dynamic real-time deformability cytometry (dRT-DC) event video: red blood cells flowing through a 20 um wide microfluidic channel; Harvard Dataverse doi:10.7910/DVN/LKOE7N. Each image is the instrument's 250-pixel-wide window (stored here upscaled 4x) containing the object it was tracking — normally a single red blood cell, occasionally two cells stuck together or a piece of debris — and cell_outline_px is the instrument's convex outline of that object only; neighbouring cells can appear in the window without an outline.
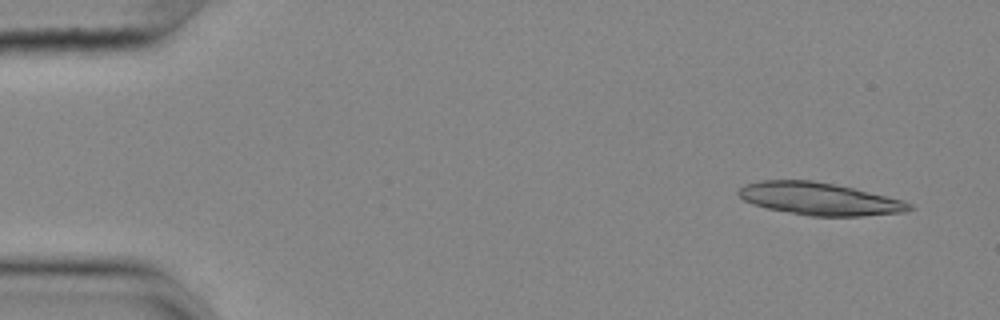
{"species": "common noctule bat (a hibernating species)", "species_latin": "Nyctalus noctula", "temperature_condition": "cold", "stored_images_in_passage": 51, "segment_of_instrument_passage": [1, 2], "camera_frame_rate_fps": 3000, "um_per_image_px": 0.085, "animal": {"sex": "female", "body_mass_g": 25.1}, "frame": {"image": 1, "passage_image": 1, "time_ms": 0.0, "image_size_px": [1000, 320], "cell_outline_px": [[916, 208], [904, 212], [860, 216], [808, 216], [768, 208], [752, 204], [744, 200], [736, 192], [744, 184], [760, 180], [812, 180], [852, 188], [904, 200], [912, 204]], "centroid_in_image_um": [69.65, 16.9], "position_along_channel_um": 15.4, "area_um2": 32.25}}
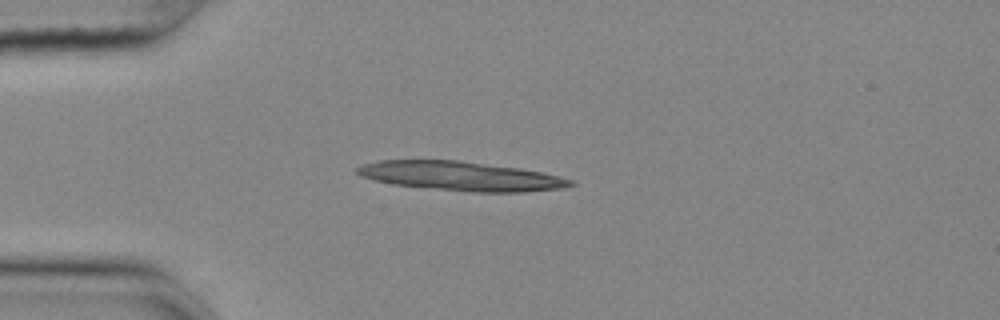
{"frame": {"image": 2, "passage_image": 11, "time_ms": 3.333, "image_size_px": [1000, 320], "cell_outline_px": [[576, 184], [564, 188], [524, 192], [472, 192], [392, 184], [372, 180], [360, 176], [356, 172], [356, 168], [360, 164], [380, 160], [456, 160], [520, 168], [540, 172], [572, 180]], "centroid_in_image_um": [39.12, 14.97], "position_along_channel_um": 45.9, "area_um2": 36.18}}